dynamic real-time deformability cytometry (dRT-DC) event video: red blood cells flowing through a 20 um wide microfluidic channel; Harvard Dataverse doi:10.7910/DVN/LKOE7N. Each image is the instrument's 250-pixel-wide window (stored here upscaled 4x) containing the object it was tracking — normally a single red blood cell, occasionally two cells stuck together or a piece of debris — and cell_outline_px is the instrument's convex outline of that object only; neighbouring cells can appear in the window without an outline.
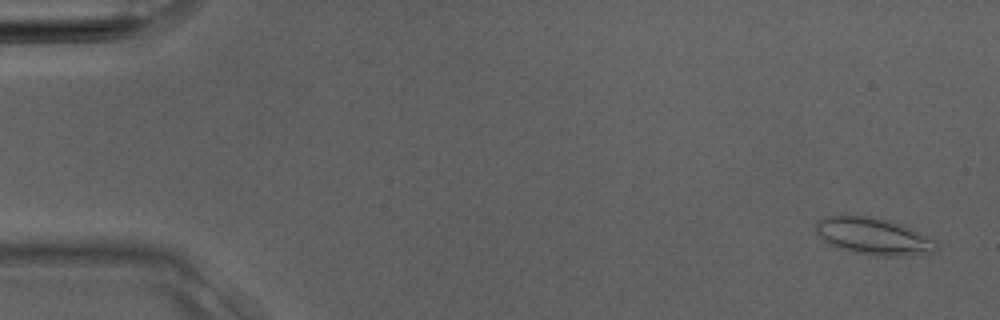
{"species": "Egyptian fruit bat (a non-hibernating species)", "species_latin": "Rousettus aegyptiacus", "temperature_condition": "room temperature", "stored_images_in_passage": 10, "camera_frame_rate_fps": 3000, "um_per_image_px": 0.085, "animal": {"sex": "male"}, "frame": {"image": 1, "passage_image": 2, "time_ms": 0.333, "image_size_px": [1000, 320], "cell_outline_px": [[940, 244], [932, 252], [908, 256], [872, 256], [852, 252], [840, 248], [824, 240], [816, 232], [816, 224], [824, 216], [848, 212], [888, 220], [900, 224], [928, 236]], "centroid_in_image_um": [74.21, 20.05], "position_along_channel_um": 10.8, "area_um2": 26.36}}